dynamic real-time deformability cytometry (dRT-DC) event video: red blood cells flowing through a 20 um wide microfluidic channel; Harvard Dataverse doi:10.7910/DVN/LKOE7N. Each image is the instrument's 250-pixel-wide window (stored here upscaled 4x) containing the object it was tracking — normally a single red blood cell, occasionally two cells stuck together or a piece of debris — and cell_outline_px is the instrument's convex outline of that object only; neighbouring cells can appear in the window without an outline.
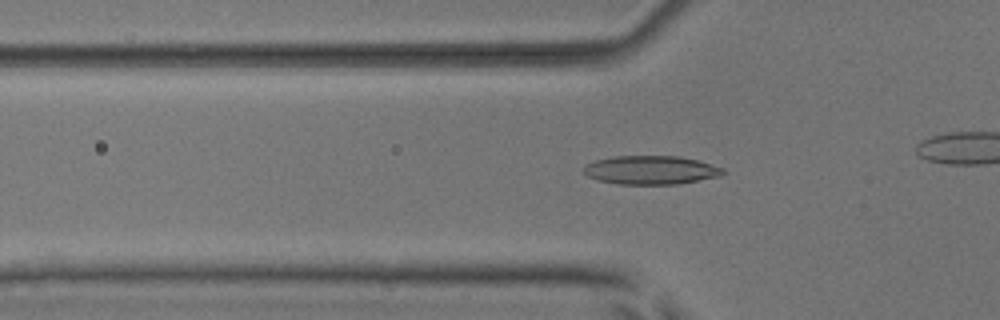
{"species": "common noctule bat (a hibernating species)", "species_latin": "Nyctalus noctula", "temperature_condition": "room temperature", "stored_images_in_passage": 43, "camera_frame_rate_fps": 3000, "um_per_image_px": 0.085, "animal": {"sex": "male", "body_mass_g": 17.9, "forearm_length_mm": 54.2}, "frame": {"image": 1, "passage_image": 18, "time_ms": 5.667, "image_size_px": [1000, 320], "cell_outline_px": [[724, 172], [720, 176], [676, 184], [616, 184], [596, 180], [588, 176], [584, 172], [584, 164], [596, 160], [612, 156], [680, 156], [696, 160], [724, 168]], "centroid_in_image_um": [55.28, 14.45], "position_along_channel_um": 70.5, "area_um2": 23.24}}
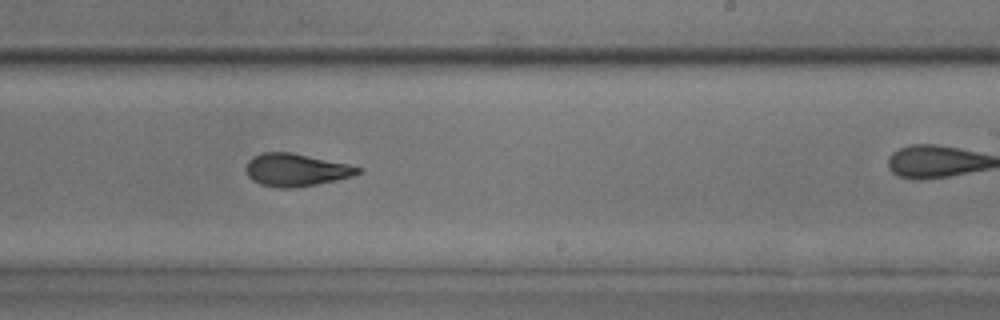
{"frame": {"image": 2, "passage_image": 33, "time_ms": 10.667, "image_size_px": [1000, 320], "cell_outline_px": [[364, 168], [360, 172], [352, 176], [336, 180], [316, 184], [292, 188], [276, 188], [260, 184], [252, 180], [248, 176], [248, 160], [252, 156], [264, 152], [292, 152], [348, 164]], "centroid_in_image_um": [25.17, 14.44], "position_along_channel_um": 263.8, "area_um2": 21.21}}
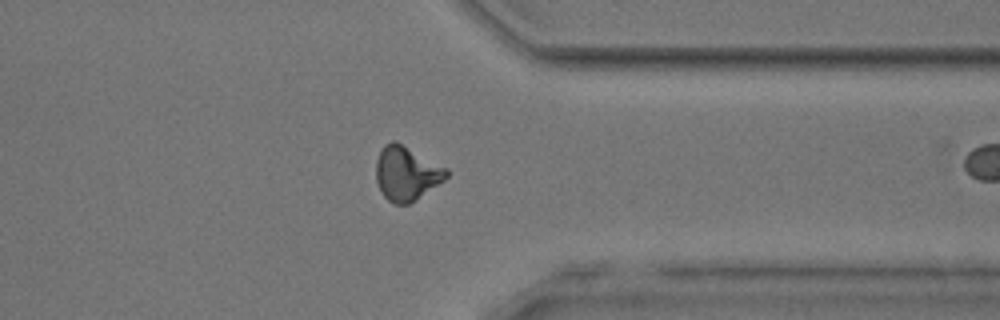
{"frame": {"image": 3, "passage_image": 42, "time_ms": 13.667, "image_size_px": [1000, 320], "cell_outline_px": [[448, 176], [444, 180], [416, 200], [408, 204], [396, 204], [388, 200], [384, 196], [376, 180], [376, 160], [380, 148], [384, 144], [392, 140], [448, 168]], "centroid_in_image_um": [34.54, 14.74], "position_along_channel_um": 376.9, "area_um2": 22.02}}